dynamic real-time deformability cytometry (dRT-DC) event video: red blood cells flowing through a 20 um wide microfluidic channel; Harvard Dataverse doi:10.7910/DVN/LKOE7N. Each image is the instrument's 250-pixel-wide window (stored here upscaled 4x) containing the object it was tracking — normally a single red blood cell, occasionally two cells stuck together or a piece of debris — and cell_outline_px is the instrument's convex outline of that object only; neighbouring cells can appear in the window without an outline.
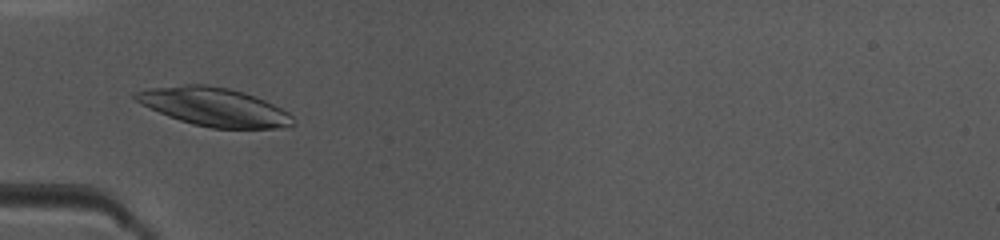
{"species": "common noctule bat (a hibernating species)", "species_latin": "Nyctalus noctula", "temperature_condition": "warm", "stored_images_in_passage": 37, "camera_frame_rate_fps": 3000, "um_per_image_px": 0.085, "animal": {"sex": "female", "body_mass_g": 10.0, "forearm_length_mm": 53.1}, "frame": {"image": 1, "passage_image": 16, "time_ms": 5.0, "image_size_px": [1000, 240], "cell_outline_px": [[296, 124], [284, 128], [212, 128], [192, 124], [168, 116], [136, 100], [132, 96], [132, 92], [152, 88], [184, 84], [208, 84], [228, 88], [244, 92], [264, 100], [288, 112], [292, 116]], "centroid_in_image_um": [18.23, 9.08], "position_along_channel_um": 66.8, "area_um2": 35.03}}